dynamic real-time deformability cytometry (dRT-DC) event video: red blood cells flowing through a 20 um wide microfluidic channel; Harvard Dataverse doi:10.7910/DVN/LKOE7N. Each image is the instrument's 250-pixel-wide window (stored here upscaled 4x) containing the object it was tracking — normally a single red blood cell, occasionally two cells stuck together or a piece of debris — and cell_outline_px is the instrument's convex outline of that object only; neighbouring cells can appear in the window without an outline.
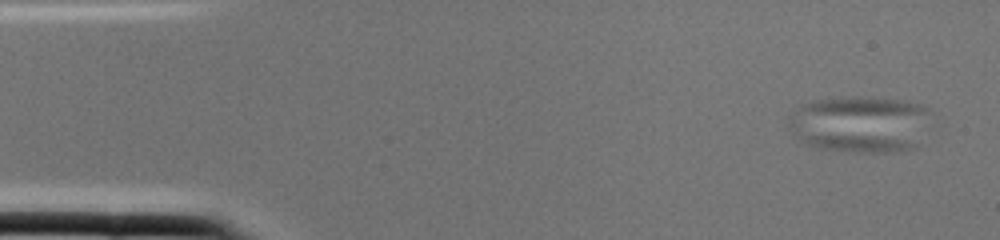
{"species": "common noctule bat (a hibernating species)", "species_latin": "Nyctalus noctula", "temperature_condition": "cold", "stored_images_in_passage": 2, "camera_frame_rate_fps": 3000, "um_per_image_px": 0.085, "animal": {"sex": "female", "body_mass_g": 22.0, "forearm_length_mm": 56.7}, "frame": {"image": 1, "passage_image": 1, "time_ms": 0.0, "image_size_px": [1000, 240], "cell_outline_px": [[928, 112], [916, 148], [896, 152], [856, 152], [820, 148], [808, 144], [792, 132], [788, 128], [788, 116], [804, 104], [816, 100], [852, 96], [872, 96], [904, 100], [928, 104]], "centroid_in_image_um": [73.11, 10.53], "position_along_channel_um": 11.9, "area_um2": 46.99}}